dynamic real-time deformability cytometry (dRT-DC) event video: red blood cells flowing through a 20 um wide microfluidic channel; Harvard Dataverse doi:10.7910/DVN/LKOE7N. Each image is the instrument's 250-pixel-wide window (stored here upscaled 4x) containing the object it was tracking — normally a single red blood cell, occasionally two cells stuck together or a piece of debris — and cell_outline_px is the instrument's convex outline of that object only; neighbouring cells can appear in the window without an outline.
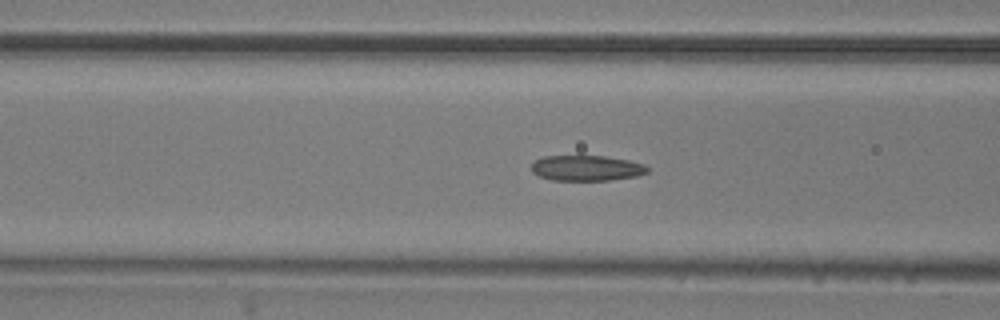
{"species": "common noctule bat (a hibernating species)", "species_latin": "Nyctalus noctula", "temperature_condition": "room temperature", "stored_images_in_passage": 36, "camera_frame_rate_fps": 3000, "um_per_image_px": 0.085, "animal": {"sex": "male", "body_mass_g": 20.5, "forearm_length_mm": 52.5}, "frame": {"image": 1, "passage_image": 14, "time_ms": 4.333, "image_size_px": [1000, 320], "cell_outline_px": [[648, 172], [636, 176], [608, 180], [552, 180], [540, 176], [532, 172], [532, 164], [536, 160], [544, 156], [604, 156], [628, 160], [644, 164], [648, 168]], "centroid_in_image_um": [49.86, 14.28], "position_along_channel_um": 116.7, "area_um2": 17.05}}
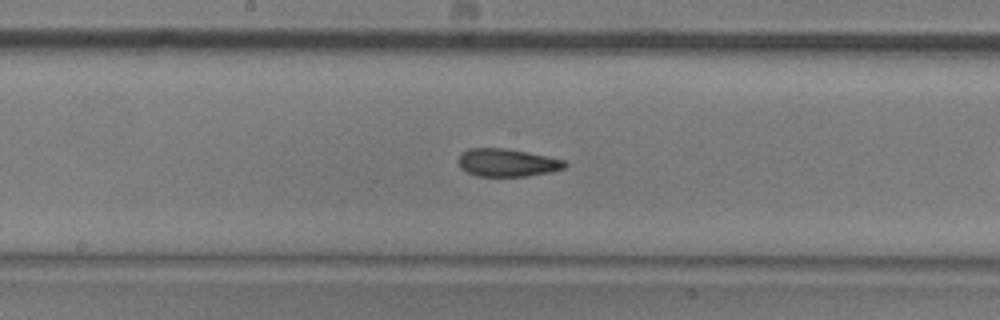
{"frame": {"image": 2, "passage_image": 21, "time_ms": 6.667, "image_size_px": [1000, 320], "cell_outline_px": [[568, 164], [564, 168], [552, 172], [528, 176], [476, 176], [460, 168], [456, 160], [468, 148], [504, 148], [528, 152], [548, 156], [564, 160]], "centroid_in_image_um": [43.11, 13.83], "position_along_channel_um": 205.1, "area_um2": 17.4}}
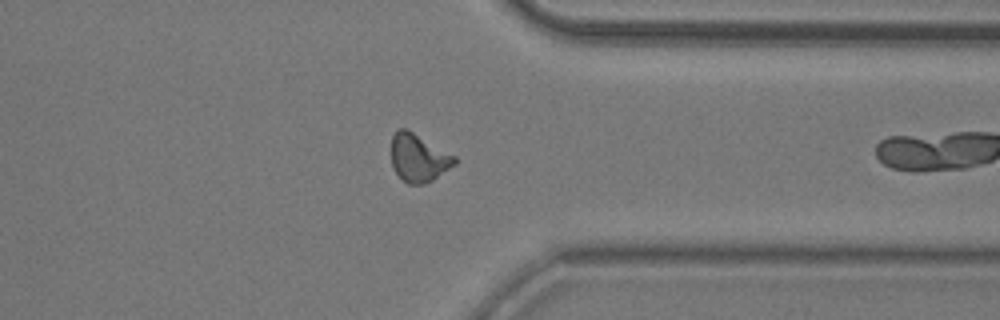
{"frame": {"image": 3, "passage_image": 35, "time_ms": 11.333, "image_size_px": [1000, 320], "cell_outline_px": [[456, 164], [432, 180], [424, 184], [408, 184], [392, 168], [392, 136], [400, 128], [408, 128], [456, 156]], "centroid_in_image_um": [35.59, 13.4], "position_along_channel_um": 375.8, "area_um2": 17.69}}